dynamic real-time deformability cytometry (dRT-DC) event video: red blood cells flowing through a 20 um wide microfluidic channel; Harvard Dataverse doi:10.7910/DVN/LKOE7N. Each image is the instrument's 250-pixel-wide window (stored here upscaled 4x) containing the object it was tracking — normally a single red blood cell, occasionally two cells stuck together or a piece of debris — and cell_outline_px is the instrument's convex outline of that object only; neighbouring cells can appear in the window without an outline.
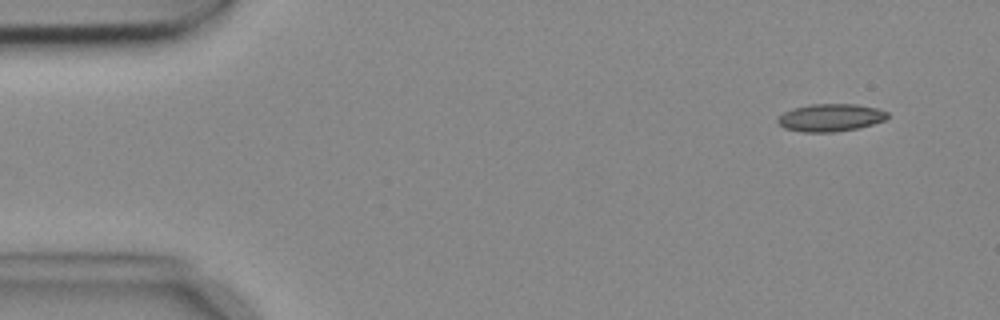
{"species": "common noctule bat (a hibernating species)", "species_latin": "Nyctalus noctula", "temperature_condition": "cold", "stored_images_in_passage": 4, "camera_frame_rate_fps": 3000, "um_per_image_px": 0.085, "animal": {"sex": "female", "body_mass_g": 18.4}, "frame": {"image": 1, "passage_image": 1, "time_ms": 0.0, "image_size_px": [1000, 320], "cell_outline_px": [[888, 116], [884, 120], [872, 124], [856, 128], [832, 132], [804, 132], [784, 128], [776, 120], [784, 112], [792, 108], [812, 104], [856, 104], [876, 108], [888, 112]], "centroid_in_image_um": [70.57, 9.99], "position_along_channel_um": 14.4, "area_um2": 17.46}}